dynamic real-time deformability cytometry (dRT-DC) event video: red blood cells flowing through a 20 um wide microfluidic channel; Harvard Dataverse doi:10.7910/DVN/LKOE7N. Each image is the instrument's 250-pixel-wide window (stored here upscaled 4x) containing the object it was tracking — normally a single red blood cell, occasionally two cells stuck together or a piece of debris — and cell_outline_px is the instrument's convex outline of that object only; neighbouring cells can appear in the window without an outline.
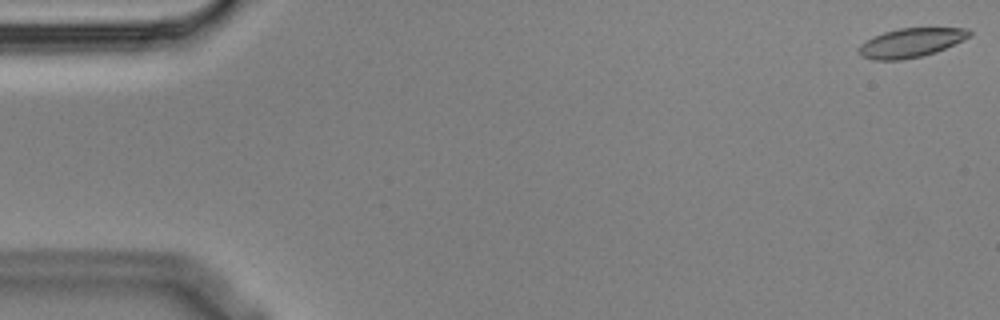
{"species": "Egyptian fruit bat (a non-hibernating species)", "species_latin": "Rousettus aegyptiacus", "temperature_condition": "cold", "stored_images_in_passage": 5, "segment_of_instrument_passage": [1, 2], "camera_frame_rate_fps": 3000, "um_per_image_px": 0.085, "animal": {"sex": "male"}, "frame": {"image": 1, "passage_image": 1, "time_ms": 0.0, "image_size_px": [1000, 320], "cell_outline_px": [[972, 36], [964, 40], [936, 52], [920, 56], [900, 60], [872, 60], [860, 56], [860, 44], [872, 36], [884, 32], [900, 28], [968, 28], [972, 32]], "centroid_in_image_um": [77.45, 3.63], "position_along_channel_um": 7.6, "area_um2": 18.79}}
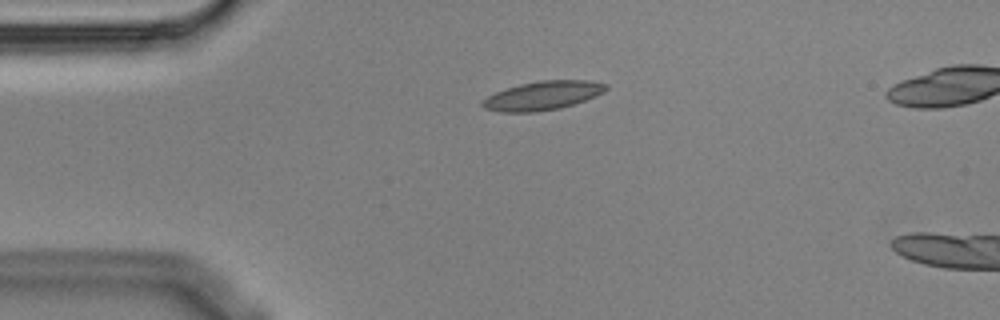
{"frame": {"image": 2, "passage_image": 4, "time_ms": 1.0, "image_size_px": [1000, 320], "cell_outline_px": [[608, 88], [604, 92], [596, 96], [560, 108], [532, 112], [500, 112], [484, 108], [480, 104], [480, 100], [496, 92], [520, 84], [540, 80], [592, 80], [608, 84]], "centroid_in_image_um": [46.13, 8.12], "position_along_channel_um": 38.9, "area_um2": 20.75}}